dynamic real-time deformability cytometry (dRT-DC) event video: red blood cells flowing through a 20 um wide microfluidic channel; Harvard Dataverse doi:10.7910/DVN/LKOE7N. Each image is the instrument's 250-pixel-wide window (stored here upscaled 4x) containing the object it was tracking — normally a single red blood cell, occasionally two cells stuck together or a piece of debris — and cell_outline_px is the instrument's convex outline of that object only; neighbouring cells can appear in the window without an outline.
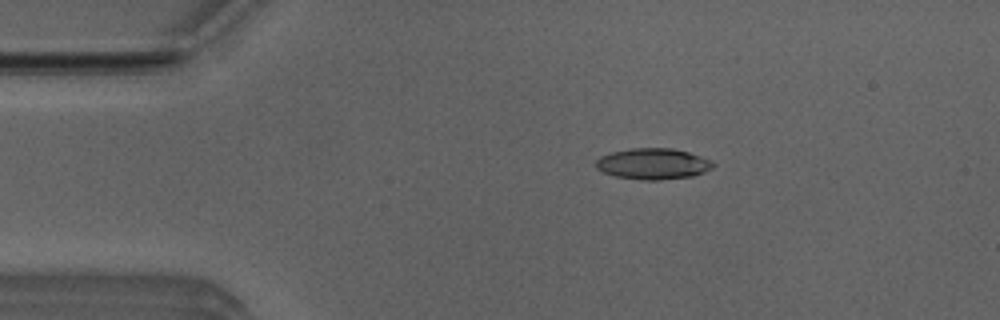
{"species": "Egyptian fruit bat (a non-hibernating species)", "species_latin": "Rousettus aegyptiacus", "temperature_condition": "room temperature", "stored_images_in_passage": 4, "camera_frame_rate_fps": 3000, "um_per_image_px": 0.085, "animal": {"sex": "male"}, "frame": {"image": 1, "passage_image": 3, "time_ms": 0.667, "image_size_px": [1000, 320], "cell_outline_px": [[716, 164], [712, 168], [704, 172], [692, 176], [656, 180], [644, 180], [616, 176], [604, 172], [596, 168], [596, 160], [600, 156], [612, 152], [632, 148], [672, 148], [688, 152], [712, 160]], "centroid_in_image_um": [55.52, 13.92], "position_along_channel_um": 29.5, "area_um2": 21.1}}